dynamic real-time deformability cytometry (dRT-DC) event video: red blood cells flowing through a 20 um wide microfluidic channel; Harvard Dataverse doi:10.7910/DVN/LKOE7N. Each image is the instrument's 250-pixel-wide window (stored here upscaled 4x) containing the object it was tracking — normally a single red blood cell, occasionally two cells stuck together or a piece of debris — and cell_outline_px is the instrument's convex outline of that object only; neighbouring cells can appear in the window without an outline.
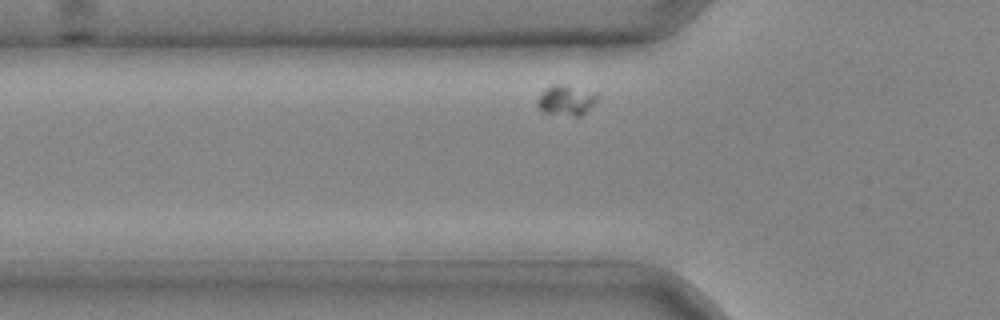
{"species": "common noctule bat (a hibernating species)", "species_latin": "Nyctalus noctula", "temperature_condition": "cold", "stored_images_in_passage": 25, "camera_frame_rate_fps": 3000, "um_per_image_px": 0.085, "animal": {"sex": "male", "body_mass_g": 20.4}, "frame": {"image": 1, "passage_image": 3, "time_ms": 0.667, "image_size_px": [1000, 320], "cell_outline_px": [[600, 96], [580, 116], [576, 116], [544, 112], [536, 104], [536, 100], [544, 88], [552, 84], [560, 84], [600, 92]], "centroid_in_image_um": [48.12, 8.48], "position_along_channel_um": 77.7, "area_um2": 10.58}}
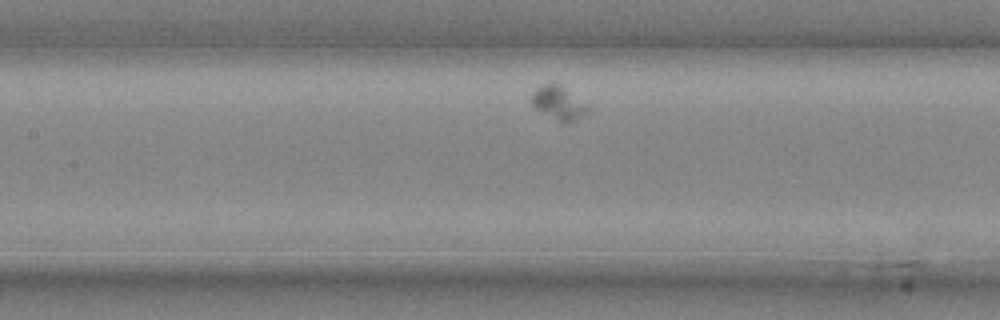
{"frame": {"image": 2, "passage_image": 9, "time_ms": 2.667, "image_size_px": [1000, 320], "cell_outline_px": [[588, 108], [584, 112], [572, 120], [564, 124], [536, 108], [532, 104], [532, 92], [540, 84], [556, 84], [564, 88], [584, 104]], "centroid_in_image_um": [47.38, 8.73], "position_along_channel_um": 160.0, "area_um2": 10.12}}
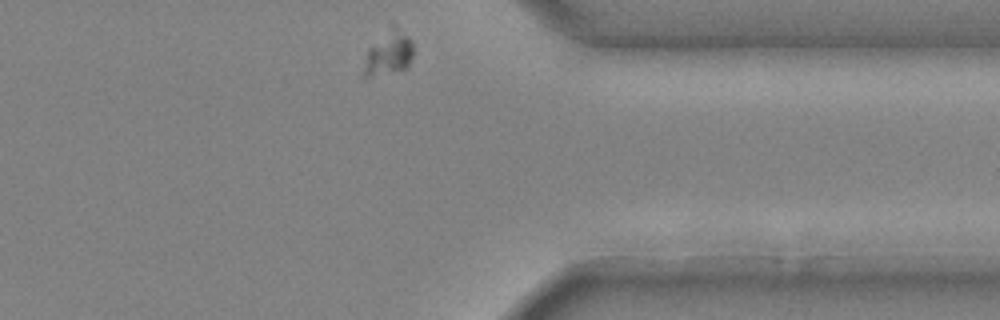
{"frame": {"image": 3, "passage_image": 25, "time_ms": 8.0, "image_size_px": [1000, 320], "cell_outline_px": [[412, 56], [408, 68], [368, 80], [364, 80], [364, 68], [368, 48], [400, 36], [408, 36], [412, 40]], "centroid_in_image_um": [33.0, 4.89], "position_along_channel_um": 378.4, "area_um2": 10.92}}